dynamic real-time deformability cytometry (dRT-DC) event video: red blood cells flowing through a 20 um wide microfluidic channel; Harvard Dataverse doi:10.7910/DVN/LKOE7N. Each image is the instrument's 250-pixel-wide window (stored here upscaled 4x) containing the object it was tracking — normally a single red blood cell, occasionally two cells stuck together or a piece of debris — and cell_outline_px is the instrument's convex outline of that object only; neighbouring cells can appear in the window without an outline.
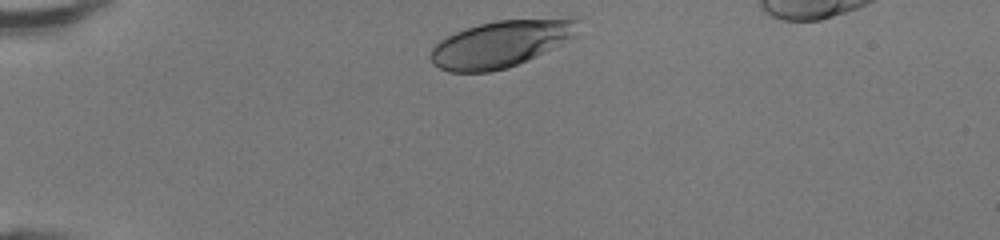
{"species": "human", "species_latin": "Homo sapiens", "temperature_condition": "room temperature", "stored_images_in_passage": 31, "camera_frame_rate_fps": 3000, "um_per_image_px": 0.085, "donor": {"sex": "female"}, "frame": {"image": 1, "passage_image": 1, "time_ms": 0.0, "image_size_px": [1000, 240], "cell_outline_px": [[580, 20], [572, 40], [508, 68], [488, 72], [448, 72], [432, 64], [428, 56], [432, 48], [440, 40], [464, 28], [496, 20], [580, 16]], "centroid_in_image_um": [42.62, 3.7], "position_along_channel_um": 42.4, "area_um2": 40.81}}
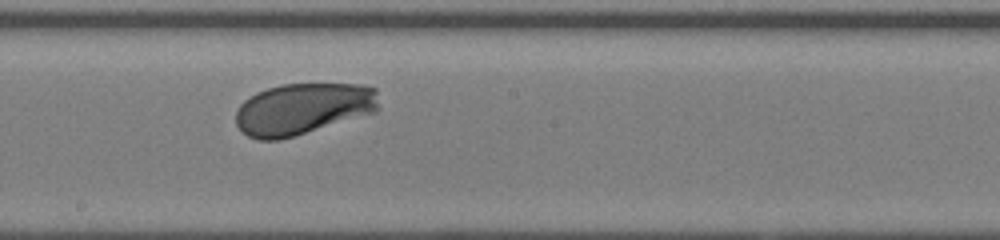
{"frame": {"image": 2, "passage_image": 17, "time_ms": 5.333, "image_size_px": [1000, 240], "cell_outline_px": [[380, 108], [376, 112], [280, 140], [256, 140], [248, 136], [236, 124], [236, 112], [240, 104], [244, 100], [256, 92], [280, 84], [360, 84], [376, 88]], "centroid_in_image_um": [25.76, 9.24], "position_along_channel_um": 222.4, "area_um2": 43.12}}
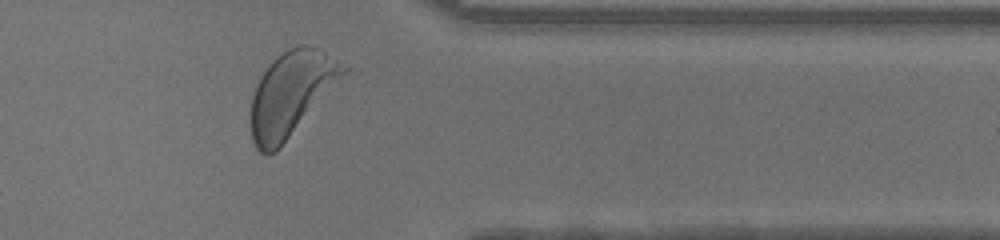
{"frame": {"image": 3, "passage_image": 29, "time_ms": 9.333, "image_size_px": [1000, 240], "cell_outline_px": [[360, 72], [356, 76], [276, 152], [268, 156], [260, 152], [256, 148], [252, 140], [252, 96], [256, 84], [260, 76], [272, 60], [276, 56], [288, 48], [300, 44], [308, 44], [320, 48], [360, 68]], "centroid_in_image_um": [25.08, 7.92], "position_along_channel_um": 386.3, "area_um2": 50.05}, "authors_computed_cell_mechanics": {"area_um2": 43.1188, "velocity_mm_per_s": 4.2581, "shape_relaxation_time_tau1_ms": 1.5275, "shape_relaxation_time_tau2_ms": null, "deformation_change_tau1": 0.1272, "deformation_change_tau2": null}}